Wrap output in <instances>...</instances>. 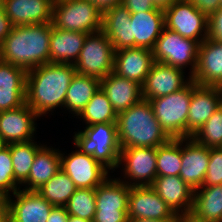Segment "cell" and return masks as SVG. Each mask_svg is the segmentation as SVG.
Masks as SVG:
<instances>
[{
  "mask_svg": "<svg viewBox=\"0 0 222 222\" xmlns=\"http://www.w3.org/2000/svg\"><path fill=\"white\" fill-rule=\"evenodd\" d=\"M76 70L73 64L47 63L27 71L26 104L40 117L64 107Z\"/></svg>",
  "mask_w": 222,
  "mask_h": 222,
  "instance_id": "6da1fadb",
  "label": "cell"
},
{
  "mask_svg": "<svg viewBox=\"0 0 222 222\" xmlns=\"http://www.w3.org/2000/svg\"><path fill=\"white\" fill-rule=\"evenodd\" d=\"M52 28L51 22L13 26L0 45V60L26 71L50 63L49 44Z\"/></svg>",
  "mask_w": 222,
  "mask_h": 222,
  "instance_id": "7a4b0ae2",
  "label": "cell"
},
{
  "mask_svg": "<svg viewBox=\"0 0 222 222\" xmlns=\"http://www.w3.org/2000/svg\"><path fill=\"white\" fill-rule=\"evenodd\" d=\"M117 132L121 148L158 147L171 138L155 117L149 100L141 99L117 114Z\"/></svg>",
  "mask_w": 222,
  "mask_h": 222,
  "instance_id": "3957f363",
  "label": "cell"
},
{
  "mask_svg": "<svg viewBox=\"0 0 222 222\" xmlns=\"http://www.w3.org/2000/svg\"><path fill=\"white\" fill-rule=\"evenodd\" d=\"M74 144L79 150L100 162L108 170L119 166L120 144L117 123H96L75 133Z\"/></svg>",
  "mask_w": 222,
  "mask_h": 222,
  "instance_id": "277c9868",
  "label": "cell"
},
{
  "mask_svg": "<svg viewBox=\"0 0 222 222\" xmlns=\"http://www.w3.org/2000/svg\"><path fill=\"white\" fill-rule=\"evenodd\" d=\"M196 86L191 80L180 91L149 100L156 119L170 138H187L189 106Z\"/></svg>",
  "mask_w": 222,
  "mask_h": 222,
  "instance_id": "5b68a950",
  "label": "cell"
},
{
  "mask_svg": "<svg viewBox=\"0 0 222 222\" xmlns=\"http://www.w3.org/2000/svg\"><path fill=\"white\" fill-rule=\"evenodd\" d=\"M53 27L96 33L102 28V13L88 0H57L52 7Z\"/></svg>",
  "mask_w": 222,
  "mask_h": 222,
  "instance_id": "8992f818",
  "label": "cell"
},
{
  "mask_svg": "<svg viewBox=\"0 0 222 222\" xmlns=\"http://www.w3.org/2000/svg\"><path fill=\"white\" fill-rule=\"evenodd\" d=\"M115 49L102 32L88 34L77 61L76 73L103 79L113 72Z\"/></svg>",
  "mask_w": 222,
  "mask_h": 222,
  "instance_id": "52a82bcc",
  "label": "cell"
},
{
  "mask_svg": "<svg viewBox=\"0 0 222 222\" xmlns=\"http://www.w3.org/2000/svg\"><path fill=\"white\" fill-rule=\"evenodd\" d=\"M198 49L199 43L197 41L184 38L177 32L164 27L152 52L154 61L182 70L186 65H191L189 77H192L197 67Z\"/></svg>",
  "mask_w": 222,
  "mask_h": 222,
  "instance_id": "ba28073f",
  "label": "cell"
},
{
  "mask_svg": "<svg viewBox=\"0 0 222 222\" xmlns=\"http://www.w3.org/2000/svg\"><path fill=\"white\" fill-rule=\"evenodd\" d=\"M164 22L167 29L199 44L207 38L208 17L188 0H176L166 9Z\"/></svg>",
  "mask_w": 222,
  "mask_h": 222,
  "instance_id": "9c48e42d",
  "label": "cell"
},
{
  "mask_svg": "<svg viewBox=\"0 0 222 222\" xmlns=\"http://www.w3.org/2000/svg\"><path fill=\"white\" fill-rule=\"evenodd\" d=\"M156 147L121 148L119 165L124 163L125 177H130L133 183L125 181L131 187L152 186L157 177Z\"/></svg>",
  "mask_w": 222,
  "mask_h": 222,
  "instance_id": "30bf717a",
  "label": "cell"
},
{
  "mask_svg": "<svg viewBox=\"0 0 222 222\" xmlns=\"http://www.w3.org/2000/svg\"><path fill=\"white\" fill-rule=\"evenodd\" d=\"M61 170L74 182L76 188L95 189L108 176V170L92 155L85 154L79 149L68 156L61 153Z\"/></svg>",
  "mask_w": 222,
  "mask_h": 222,
  "instance_id": "8fae6325",
  "label": "cell"
},
{
  "mask_svg": "<svg viewBox=\"0 0 222 222\" xmlns=\"http://www.w3.org/2000/svg\"><path fill=\"white\" fill-rule=\"evenodd\" d=\"M128 220H180L151 186L131 187L128 196Z\"/></svg>",
  "mask_w": 222,
  "mask_h": 222,
  "instance_id": "7c38bea8",
  "label": "cell"
},
{
  "mask_svg": "<svg viewBox=\"0 0 222 222\" xmlns=\"http://www.w3.org/2000/svg\"><path fill=\"white\" fill-rule=\"evenodd\" d=\"M183 73L180 68L155 61L142 85V99L150 100L180 91L192 80L190 77L184 82Z\"/></svg>",
  "mask_w": 222,
  "mask_h": 222,
  "instance_id": "4fadbf2b",
  "label": "cell"
},
{
  "mask_svg": "<svg viewBox=\"0 0 222 222\" xmlns=\"http://www.w3.org/2000/svg\"><path fill=\"white\" fill-rule=\"evenodd\" d=\"M6 197L9 209V222H46L54 207L37 191L17 190Z\"/></svg>",
  "mask_w": 222,
  "mask_h": 222,
  "instance_id": "5bb4252c",
  "label": "cell"
},
{
  "mask_svg": "<svg viewBox=\"0 0 222 222\" xmlns=\"http://www.w3.org/2000/svg\"><path fill=\"white\" fill-rule=\"evenodd\" d=\"M37 117L26 103L15 109L0 111V136L7 144L31 141Z\"/></svg>",
  "mask_w": 222,
  "mask_h": 222,
  "instance_id": "9a60e30c",
  "label": "cell"
},
{
  "mask_svg": "<svg viewBox=\"0 0 222 222\" xmlns=\"http://www.w3.org/2000/svg\"><path fill=\"white\" fill-rule=\"evenodd\" d=\"M151 187L176 215H190L194 190L180 176H157Z\"/></svg>",
  "mask_w": 222,
  "mask_h": 222,
  "instance_id": "2e32d148",
  "label": "cell"
},
{
  "mask_svg": "<svg viewBox=\"0 0 222 222\" xmlns=\"http://www.w3.org/2000/svg\"><path fill=\"white\" fill-rule=\"evenodd\" d=\"M154 62L153 52L149 49H119L115 51L113 72L142 86Z\"/></svg>",
  "mask_w": 222,
  "mask_h": 222,
  "instance_id": "e0dca14e",
  "label": "cell"
},
{
  "mask_svg": "<svg viewBox=\"0 0 222 222\" xmlns=\"http://www.w3.org/2000/svg\"><path fill=\"white\" fill-rule=\"evenodd\" d=\"M191 79L203 86L222 83V42L206 38L199 44L197 67Z\"/></svg>",
  "mask_w": 222,
  "mask_h": 222,
  "instance_id": "ac0fdd59",
  "label": "cell"
},
{
  "mask_svg": "<svg viewBox=\"0 0 222 222\" xmlns=\"http://www.w3.org/2000/svg\"><path fill=\"white\" fill-rule=\"evenodd\" d=\"M26 78L25 69L0 60V111L26 103Z\"/></svg>",
  "mask_w": 222,
  "mask_h": 222,
  "instance_id": "d6986e66",
  "label": "cell"
},
{
  "mask_svg": "<svg viewBox=\"0 0 222 222\" xmlns=\"http://www.w3.org/2000/svg\"><path fill=\"white\" fill-rule=\"evenodd\" d=\"M218 86L197 85L192 91L187 119V138H190L221 106Z\"/></svg>",
  "mask_w": 222,
  "mask_h": 222,
  "instance_id": "ffe728a7",
  "label": "cell"
},
{
  "mask_svg": "<svg viewBox=\"0 0 222 222\" xmlns=\"http://www.w3.org/2000/svg\"><path fill=\"white\" fill-rule=\"evenodd\" d=\"M185 141V147L182 145V166L179 176L195 190L202 187L204 182L210 159V147L198 144L191 137L185 138Z\"/></svg>",
  "mask_w": 222,
  "mask_h": 222,
  "instance_id": "44dd1931",
  "label": "cell"
},
{
  "mask_svg": "<svg viewBox=\"0 0 222 222\" xmlns=\"http://www.w3.org/2000/svg\"><path fill=\"white\" fill-rule=\"evenodd\" d=\"M5 15L13 26L44 24L52 21L49 0H2Z\"/></svg>",
  "mask_w": 222,
  "mask_h": 222,
  "instance_id": "7402d4cb",
  "label": "cell"
},
{
  "mask_svg": "<svg viewBox=\"0 0 222 222\" xmlns=\"http://www.w3.org/2000/svg\"><path fill=\"white\" fill-rule=\"evenodd\" d=\"M131 47L153 50L156 40L161 35L164 22V11L160 9L130 13Z\"/></svg>",
  "mask_w": 222,
  "mask_h": 222,
  "instance_id": "603a6c76",
  "label": "cell"
},
{
  "mask_svg": "<svg viewBox=\"0 0 222 222\" xmlns=\"http://www.w3.org/2000/svg\"><path fill=\"white\" fill-rule=\"evenodd\" d=\"M100 88L108 97L117 114L128 110L142 99V86L140 84L119 77L114 72L100 80Z\"/></svg>",
  "mask_w": 222,
  "mask_h": 222,
  "instance_id": "cb8c5ba5",
  "label": "cell"
},
{
  "mask_svg": "<svg viewBox=\"0 0 222 222\" xmlns=\"http://www.w3.org/2000/svg\"><path fill=\"white\" fill-rule=\"evenodd\" d=\"M88 33L67 31L53 27L50 35V62L74 64ZM73 59V60H71Z\"/></svg>",
  "mask_w": 222,
  "mask_h": 222,
  "instance_id": "d4e9b609",
  "label": "cell"
},
{
  "mask_svg": "<svg viewBox=\"0 0 222 222\" xmlns=\"http://www.w3.org/2000/svg\"><path fill=\"white\" fill-rule=\"evenodd\" d=\"M188 218L192 222H222V184L195 189Z\"/></svg>",
  "mask_w": 222,
  "mask_h": 222,
  "instance_id": "484cf974",
  "label": "cell"
},
{
  "mask_svg": "<svg viewBox=\"0 0 222 222\" xmlns=\"http://www.w3.org/2000/svg\"><path fill=\"white\" fill-rule=\"evenodd\" d=\"M101 31L116 50L131 48L130 12L122 4L102 14Z\"/></svg>",
  "mask_w": 222,
  "mask_h": 222,
  "instance_id": "4316f807",
  "label": "cell"
},
{
  "mask_svg": "<svg viewBox=\"0 0 222 222\" xmlns=\"http://www.w3.org/2000/svg\"><path fill=\"white\" fill-rule=\"evenodd\" d=\"M61 153L44 145L37 151L24 190L37 191L61 170Z\"/></svg>",
  "mask_w": 222,
  "mask_h": 222,
  "instance_id": "83f0119b",
  "label": "cell"
},
{
  "mask_svg": "<svg viewBox=\"0 0 222 222\" xmlns=\"http://www.w3.org/2000/svg\"><path fill=\"white\" fill-rule=\"evenodd\" d=\"M131 186L108 177L95 188L96 211H128Z\"/></svg>",
  "mask_w": 222,
  "mask_h": 222,
  "instance_id": "f1b7e54d",
  "label": "cell"
},
{
  "mask_svg": "<svg viewBox=\"0 0 222 222\" xmlns=\"http://www.w3.org/2000/svg\"><path fill=\"white\" fill-rule=\"evenodd\" d=\"M100 88V79L75 73L68 87L64 106L77 116Z\"/></svg>",
  "mask_w": 222,
  "mask_h": 222,
  "instance_id": "f546056e",
  "label": "cell"
},
{
  "mask_svg": "<svg viewBox=\"0 0 222 222\" xmlns=\"http://www.w3.org/2000/svg\"><path fill=\"white\" fill-rule=\"evenodd\" d=\"M183 142L185 138H171L157 147V176H179Z\"/></svg>",
  "mask_w": 222,
  "mask_h": 222,
  "instance_id": "4dcf8cb0",
  "label": "cell"
},
{
  "mask_svg": "<svg viewBox=\"0 0 222 222\" xmlns=\"http://www.w3.org/2000/svg\"><path fill=\"white\" fill-rule=\"evenodd\" d=\"M33 141L7 144L11 152L14 179L19 185L28 179L36 153L42 147Z\"/></svg>",
  "mask_w": 222,
  "mask_h": 222,
  "instance_id": "1f68e13d",
  "label": "cell"
},
{
  "mask_svg": "<svg viewBox=\"0 0 222 222\" xmlns=\"http://www.w3.org/2000/svg\"><path fill=\"white\" fill-rule=\"evenodd\" d=\"M76 186L62 170L57 172L37 192L53 206H65L75 193Z\"/></svg>",
  "mask_w": 222,
  "mask_h": 222,
  "instance_id": "d6a6232c",
  "label": "cell"
},
{
  "mask_svg": "<svg viewBox=\"0 0 222 222\" xmlns=\"http://www.w3.org/2000/svg\"><path fill=\"white\" fill-rule=\"evenodd\" d=\"M78 116L86 121L87 126L96 123L117 122V113L113 110L111 102L101 88L96 91Z\"/></svg>",
  "mask_w": 222,
  "mask_h": 222,
  "instance_id": "836d02e7",
  "label": "cell"
},
{
  "mask_svg": "<svg viewBox=\"0 0 222 222\" xmlns=\"http://www.w3.org/2000/svg\"><path fill=\"white\" fill-rule=\"evenodd\" d=\"M65 208L69 215L93 221L96 212L95 189L77 188Z\"/></svg>",
  "mask_w": 222,
  "mask_h": 222,
  "instance_id": "e575fe53",
  "label": "cell"
},
{
  "mask_svg": "<svg viewBox=\"0 0 222 222\" xmlns=\"http://www.w3.org/2000/svg\"><path fill=\"white\" fill-rule=\"evenodd\" d=\"M191 138L206 147H222V105Z\"/></svg>",
  "mask_w": 222,
  "mask_h": 222,
  "instance_id": "d590c367",
  "label": "cell"
},
{
  "mask_svg": "<svg viewBox=\"0 0 222 222\" xmlns=\"http://www.w3.org/2000/svg\"><path fill=\"white\" fill-rule=\"evenodd\" d=\"M19 189L14 179L10 148L7 146L0 151V196L6 198L10 196V191L14 194Z\"/></svg>",
  "mask_w": 222,
  "mask_h": 222,
  "instance_id": "8d00e7d4",
  "label": "cell"
},
{
  "mask_svg": "<svg viewBox=\"0 0 222 222\" xmlns=\"http://www.w3.org/2000/svg\"><path fill=\"white\" fill-rule=\"evenodd\" d=\"M220 184H222V147H211L208 169L202 187Z\"/></svg>",
  "mask_w": 222,
  "mask_h": 222,
  "instance_id": "74e56055",
  "label": "cell"
},
{
  "mask_svg": "<svg viewBox=\"0 0 222 222\" xmlns=\"http://www.w3.org/2000/svg\"><path fill=\"white\" fill-rule=\"evenodd\" d=\"M207 38L222 42V7L208 17Z\"/></svg>",
  "mask_w": 222,
  "mask_h": 222,
  "instance_id": "f35d334b",
  "label": "cell"
},
{
  "mask_svg": "<svg viewBox=\"0 0 222 222\" xmlns=\"http://www.w3.org/2000/svg\"><path fill=\"white\" fill-rule=\"evenodd\" d=\"M93 222H128L127 211H96Z\"/></svg>",
  "mask_w": 222,
  "mask_h": 222,
  "instance_id": "ab89813d",
  "label": "cell"
},
{
  "mask_svg": "<svg viewBox=\"0 0 222 222\" xmlns=\"http://www.w3.org/2000/svg\"><path fill=\"white\" fill-rule=\"evenodd\" d=\"M122 5L126 7L130 13L156 10L152 0H122Z\"/></svg>",
  "mask_w": 222,
  "mask_h": 222,
  "instance_id": "60d3db41",
  "label": "cell"
},
{
  "mask_svg": "<svg viewBox=\"0 0 222 222\" xmlns=\"http://www.w3.org/2000/svg\"><path fill=\"white\" fill-rule=\"evenodd\" d=\"M207 17L220 8L219 0H188Z\"/></svg>",
  "mask_w": 222,
  "mask_h": 222,
  "instance_id": "b9f144b4",
  "label": "cell"
},
{
  "mask_svg": "<svg viewBox=\"0 0 222 222\" xmlns=\"http://www.w3.org/2000/svg\"><path fill=\"white\" fill-rule=\"evenodd\" d=\"M12 29L13 24L5 15L3 1L0 0V45L3 43L4 39L10 34Z\"/></svg>",
  "mask_w": 222,
  "mask_h": 222,
  "instance_id": "7bdbcfd3",
  "label": "cell"
},
{
  "mask_svg": "<svg viewBox=\"0 0 222 222\" xmlns=\"http://www.w3.org/2000/svg\"><path fill=\"white\" fill-rule=\"evenodd\" d=\"M69 214L65 206H54L46 222H68Z\"/></svg>",
  "mask_w": 222,
  "mask_h": 222,
  "instance_id": "ee69618b",
  "label": "cell"
},
{
  "mask_svg": "<svg viewBox=\"0 0 222 222\" xmlns=\"http://www.w3.org/2000/svg\"><path fill=\"white\" fill-rule=\"evenodd\" d=\"M88 1L94 4L102 14L112 9L113 7L122 4V0H88Z\"/></svg>",
  "mask_w": 222,
  "mask_h": 222,
  "instance_id": "f6af8a7d",
  "label": "cell"
},
{
  "mask_svg": "<svg viewBox=\"0 0 222 222\" xmlns=\"http://www.w3.org/2000/svg\"><path fill=\"white\" fill-rule=\"evenodd\" d=\"M0 222H9V209L5 197L0 196Z\"/></svg>",
  "mask_w": 222,
  "mask_h": 222,
  "instance_id": "bcb514c9",
  "label": "cell"
},
{
  "mask_svg": "<svg viewBox=\"0 0 222 222\" xmlns=\"http://www.w3.org/2000/svg\"><path fill=\"white\" fill-rule=\"evenodd\" d=\"M175 1L176 0H152L154 7L162 11L168 9Z\"/></svg>",
  "mask_w": 222,
  "mask_h": 222,
  "instance_id": "7dc6e473",
  "label": "cell"
},
{
  "mask_svg": "<svg viewBox=\"0 0 222 222\" xmlns=\"http://www.w3.org/2000/svg\"><path fill=\"white\" fill-rule=\"evenodd\" d=\"M128 222H179V220L134 219V220H128Z\"/></svg>",
  "mask_w": 222,
  "mask_h": 222,
  "instance_id": "c3c4849f",
  "label": "cell"
},
{
  "mask_svg": "<svg viewBox=\"0 0 222 222\" xmlns=\"http://www.w3.org/2000/svg\"><path fill=\"white\" fill-rule=\"evenodd\" d=\"M68 222H93V221L69 215Z\"/></svg>",
  "mask_w": 222,
  "mask_h": 222,
  "instance_id": "681fc988",
  "label": "cell"
},
{
  "mask_svg": "<svg viewBox=\"0 0 222 222\" xmlns=\"http://www.w3.org/2000/svg\"><path fill=\"white\" fill-rule=\"evenodd\" d=\"M7 147V143L4 141V139L0 136V151H2L4 148Z\"/></svg>",
  "mask_w": 222,
  "mask_h": 222,
  "instance_id": "f907efd6",
  "label": "cell"
},
{
  "mask_svg": "<svg viewBox=\"0 0 222 222\" xmlns=\"http://www.w3.org/2000/svg\"><path fill=\"white\" fill-rule=\"evenodd\" d=\"M179 222H192L188 217L181 218Z\"/></svg>",
  "mask_w": 222,
  "mask_h": 222,
  "instance_id": "816d5d0a",
  "label": "cell"
},
{
  "mask_svg": "<svg viewBox=\"0 0 222 222\" xmlns=\"http://www.w3.org/2000/svg\"><path fill=\"white\" fill-rule=\"evenodd\" d=\"M219 90H220V94H221V104H222V83L218 86Z\"/></svg>",
  "mask_w": 222,
  "mask_h": 222,
  "instance_id": "f5cc1de1",
  "label": "cell"
},
{
  "mask_svg": "<svg viewBox=\"0 0 222 222\" xmlns=\"http://www.w3.org/2000/svg\"><path fill=\"white\" fill-rule=\"evenodd\" d=\"M52 4H54L57 0H49Z\"/></svg>",
  "mask_w": 222,
  "mask_h": 222,
  "instance_id": "db71d44e",
  "label": "cell"
}]
</instances>
